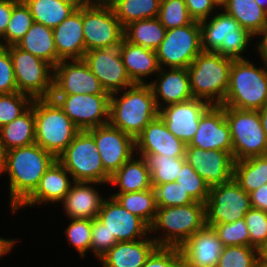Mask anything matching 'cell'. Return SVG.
<instances>
[{"label": "cell", "mask_w": 267, "mask_h": 267, "mask_svg": "<svg viewBox=\"0 0 267 267\" xmlns=\"http://www.w3.org/2000/svg\"><path fill=\"white\" fill-rule=\"evenodd\" d=\"M57 160L34 143L7 151L4 174L9 176L10 208L15 211L38 187L41 177Z\"/></svg>", "instance_id": "cell-1"}, {"label": "cell", "mask_w": 267, "mask_h": 267, "mask_svg": "<svg viewBox=\"0 0 267 267\" xmlns=\"http://www.w3.org/2000/svg\"><path fill=\"white\" fill-rule=\"evenodd\" d=\"M123 94L110 95L109 124L136 139L143 129L159 115L148 83H134Z\"/></svg>", "instance_id": "cell-2"}, {"label": "cell", "mask_w": 267, "mask_h": 267, "mask_svg": "<svg viewBox=\"0 0 267 267\" xmlns=\"http://www.w3.org/2000/svg\"><path fill=\"white\" fill-rule=\"evenodd\" d=\"M233 59L216 52H201L188 66L191 92L210 105H222L229 87Z\"/></svg>", "instance_id": "cell-3"}, {"label": "cell", "mask_w": 267, "mask_h": 267, "mask_svg": "<svg viewBox=\"0 0 267 267\" xmlns=\"http://www.w3.org/2000/svg\"><path fill=\"white\" fill-rule=\"evenodd\" d=\"M205 226V203L195 201L192 204L182 206L157 207L156 217L150 226V232L164 231L162 237H153L158 246L180 248L191 236Z\"/></svg>", "instance_id": "cell-4"}, {"label": "cell", "mask_w": 267, "mask_h": 267, "mask_svg": "<svg viewBox=\"0 0 267 267\" xmlns=\"http://www.w3.org/2000/svg\"><path fill=\"white\" fill-rule=\"evenodd\" d=\"M267 104V66L257 68L247 58L233 60L222 106L260 110Z\"/></svg>", "instance_id": "cell-5"}, {"label": "cell", "mask_w": 267, "mask_h": 267, "mask_svg": "<svg viewBox=\"0 0 267 267\" xmlns=\"http://www.w3.org/2000/svg\"><path fill=\"white\" fill-rule=\"evenodd\" d=\"M35 143L56 158L80 131L52 98L33 99Z\"/></svg>", "instance_id": "cell-6"}, {"label": "cell", "mask_w": 267, "mask_h": 267, "mask_svg": "<svg viewBox=\"0 0 267 267\" xmlns=\"http://www.w3.org/2000/svg\"><path fill=\"white\" fill-rule=\"evenodd\" d=\"M200 27L202 51L216 52L233 60L244 59L242 54L248 50L249 41L255 37L223 10L202 20Z\"/></svg>", "instance_id": "cell-7"}, {"label": "cell", "mask_w": 267, "mask_h": 267, "mask_svg": "<svg viewBox=\"0 0 267 267\" xmlns=\"http://www.w3.org/2000/svg\"><path fill=\"white\" fill-rule=\"evenodd\" d=\"M57 160L70 173L74 182L109 183L94 137L88 131H79Z\"/></svg>", "instance_id": "cell-8"}, {"label": "cell", "mask_w": 267, "mask_h": 267, "mask_svg": "<svg viewBox=\"0 0 267 267\" xmlns=\"http://www.w3.org/2000/svg\"><path fill=\"white\" fill-rule=\"evenodd\" d=\"M229 124L234 161L267 155V139L257 110L224 106Z\"/></svg>", "instance_id": "cell-9"}, {"label": "cell", "mask_w": 267, "mask_h": 267, "mask_svg": "<svg viewBox=\"0 0 267 267\" xmlns=\"http://www.w3.org/2000/svg\"><path fill=\"white\" fill-rule=\"evenodd\" d=\"M12 59L18 92L32 99L51 98L54 67L16 45L6 47Z\"/></svg>", "instance_id": "cell-10"}, {"label": "cell", "mask_w": 267, "mask_h": 267, "mask_svg": "<svg viewBox=\"0 0 267 267\" xmlns=\"http://www.w3.org/2000/svg\"><path fill=\"white\" fill-rule=\"evenodd\" d=\"M155 51L160 68H188L202 52L200 22L167 30Z\"/></svg>", "instance_id": "cell-11"}, {"label": "cell", "mask_w": 267, "mask_h": 267, "mask_svg": "<svg viewBox=\"0 0 267 267\" xmlns=\"http://www.w3.org/2000/svg\"><path fill=\"white\" fill-rule=\"evenodd\" d=\"M251 208L249 194L233 178L211 186L205 203L206 226L243 219Z\"/></svg>", "instance_id": "cell-12"}, {"label": "cell", "mask_w": 267, "mask_h": 267, "mask_svg": "<svg viewBox=\"0 0 267 267\" xmlns=\"http://www.w3.org/2000/svg\"><path fill=\"white\" fill-rule=\"evenodd\" d=\"M83 34L86 52L119 47L124 38V27L112 6L90 4L83 7Z\"/></svg>", "instance_id": "cell-13"}, {"label": "cell", "mask_w": 267, "mask_h": 267, "mask_svg": "<svg viewBox=\"0 0 267 267\" xmlns=\"http://www.w3.org/2000/svg\"><path fill=\"white\" fill-rule=\"evenodd\" d=\"M51 98L80 131L109 124L110 95L52 94Z\"/></svg>", "instance_id": "cell-14"}, {"label": "cell", "mask_w": 267, "mask_h": 267, "mask_svg": "<svg viewBox=\"0 0 267 267\" xmlns=\"http://www.w3.org/2000/svg\"><path fill=\"white\" fill-rule=\"evenodd\" d=\"M52 94L111 95L83 59L61 60L54 67Z\"/></svg>", "instance_id": "cell-15"}, {"label": "cell", "mask_w": 267, "mask_h": 267, "mask_svg": "<svg viewBox=\"0 0 267 267\" xmlns=\"http://www.w3.org/2000/svg\"><path fill=\"white\" fill-rule=\"evenodd\" d=\"M93 137L104 171L111 177L136 152L135 139L110 124L87 130Z\"/></svg>", "instance_id": "cell-16"}, {"label": "cell", "mask_w": 267, "mask_h": 267, "mask_svg": "<svg viewBox=\"0 0 267 267\" xmlns=\"http://www.w3.org/2000/svg\"><path fill=\"white\" fill-rule=\"evenodd\" d=\"M83 60L110 94L120 93L134 84L125 70L119 47L89 50Z\"/></svg>", "instance_id": "cell-17"}, {"label": "cell", "mask_w": 267, "mask_h": 267, "mask_svg": "<svg viewBox=\"0 0 267 267\" xmlns=\"http://www.w3.org/2000/svg\"><path fill=\"white\" fill-rule=\"evenodd\" d=\"M117 242L147 237L150 227L138 216L122 207L113 197L103 200L98 217Z\"/></svg>", "instance_id": "cell-18"}, {"label": "cell", "mask_w": 267, "mask_h": 267, "mask_svg": "<svg viewBox=\"0 0 267 267\" xmlns=\"http://www.w3.org/2000/svg\"><path fill=\"white\" fill-rule=\"evenodd\" d=\"M203 150H222L233 157L229 124L224 116V106L210 105L199 119L198 130L188 144Z\"/></svg>", "instance_id": "cell-19"}, {"label": "cell", "mask_w": 267, "mask_h": 267, "mask_svg": "<svg viewBox=\"0 0 267 267\" xmlns=\"http://www.w3.org/2000/svg\"><path fill=\"white\" fill-rule=\"evenodd\" d=\"M185 160L210 187L233 178L234 159L227 151L203 150L187 144Z\"/></svg>", "instance_id": "cell-20"}, {"label": "cell", "mask_w": 267, "mask_h": 267, "mask_svg": "<svg viewBox=\"0 0 267 267\" xmlns=\"http://www.w3.org/2000/svg\"><path fill=\"white\" fill-rule=\"evenodd\" d=\"M209 106L205 100L192 98L161 108L159 116L167 129L187 145L198 130L201 115Z\"/></svg>", "instance_id": "cell-21"}, {"label": "cell", "mask_w": 267, "mask_h": 267, "mask_svg": "<svg viewBox=\"0 0 267 267\" xmlns=\"http://www.w3.org/2000/svg\"><path fill=\"white\" fill-rule=\"evenodd\" d=\"M135 145L138 154L185 157L186 144L167 129L159 115L143 129Z\"/></svg>", "instance_id": "cell-22"}, {"label": "cell", "mask_w": 267, "mask_h": 267, "mask_svg": "<svg viewBox=\"0 0 267 267\" xmlns=\"http://www.w3.org/2000/svg\"><path fill=\"white\" fill-rule=\"evenodd\" d=\"M223 245L213 228L205 226L179 249L185 267H216Z\"/></svg>", "instance_id": "cell-23"}, {"label": "cell", "mask_w": 267, "mask_h": 267, "mask_svg": "<svg viewBox=\"0 0 267 267\" xmlns=\"http://www.w3.org/2000/svg\"><path fill=\"white\" fill-rule=\"evenodd\" d=\"M156 76L158 81L155 80L148 84L153 92L158 110L167 105L185 102L194 98L190 88L187 68H169L168 71L160 68Z\"/></svg>", "instance_id": "cell-24"}, {"label": "cell", "mask_w": 267, "mask_h": 267, "mask_svg": "<svg viewBox=\"0 0 267 267\" xmlns=\"http://www.w3.org/2000/svg\"><path fill=\"white\" fill-rule=\"evenodd\" d=\"M57 64L61 60L83 59L86 48L83 34V8L76 9L53 29Z\"/></svg>", "instance_id": "cell-25"}, {"label": "cell", "mask_w": 267, "mask_h": 267, "mask_svg": "<svg viewBox=\"0 0 267 267\" xmlns=\"http://www.w3.org/2000/svg\"><path fill=\"white\" fill-rule=\"evenodd\" d=\"M70 173L56 160L41 177L35 191L15 210L22 207H32L41 203H60L69 192L74 181L69 177Z\"/></svg>", "instance_id": "cell-26"}, {"label": "cell", "mask_w": 267, "mask_h": 267, "mask_svg": "<svg viewBox=\"0 0 267 267\" xmlns=\"http://www.w3.org/2000/svg\"><path fill=\"white\" fill-rule=\"evenodd\" d=\"M97 182H74L64 199V212L69 219H89L93 220L98 217L103 198L97 189L92 185Z\"/></svg>", "instance_id": "cell-27"}, {"label": "cell", "mask_w": 267, "mask_h": 267, "mask_svg": "<svg viewBox=\"0 0 267 267\" xmlns=\"http://www.w3.org/2000/svg\"><path fill=\"white\" fill-rule=\"evenodd\" d=\"M149 237L117 242L99 259L101 265L103 267H142L158 246L155 240Z\"/></svg>", "instance_id": "cell-28"}, {"label": "cell", "mask_w": 267, "mask_h": 267, "mask_svg": "<svg viewBox=\"0 0 267 267\" xmlns=\"http://www.w3.org/2000/svg\"><path fill=\"white\" fill-rule=\"evenodd\" d=\"M125 70L133 83H147L143 79L158 73L160 66L156 51L142 45L133 44L123 38L119 45Z\"/></svg>", "instance_id": "cell-29"}, {"label": "cell", "mask_w": 267, "mask_h": 267, "mask_svg": "<svg viewBox=\"0 0 267 267\" xmlns=\"http://www.w3.org/2000/svg\"><path fill=\"white\" fill-rule=\"evenodd\" d=\"M108 184L119 186L116 193L140 192L152 188L151 174L143 157L133 156L111 177Z\"/></svg>", "instance_id": "cell-30"}, {"label": "cell", "mask_w": 267, "mask_h": 267, "mask_svg": "<svg viewBox=\"0 0 267 267\" xmlns=\"http://www.w3.org/2000/svg\"><path fill=\"white\" fill-rule=\"evenodd\" d=\"M16 46L45 60L53 67L57 65V50L53 38V29L43 24L34 22Z\"/></svg>", "instance_id": "cell-31"}, {"label": "cell", "mask_w": 267, "mask_h": 267, "mask_svg": "<svg viewBox=\"0 0 267 267\" xmlns=\"http://www.w3.org/2000/svg\"><path fill=\"white\" fill-rule=\"evenodd\" d=\"M0 140L7 151L35 143V115L32 106L14 121L0 128Z\"/></svg>", "instance_id": "cell-32"}, {"label": "cell", "mask_w": 267, "mask_h": 267, "mask_svg": "<svg viewBox=\"0 0 267 267\" xmlns=\"http://www.w3.org/2000/svg\"><path fill=\"white\" fill-rule=\"evenodd\" d=\"M220 7L255 37L267 24V12L255 0H225Z\"/></svg>", "instance_id": "cell-33"}, {"label": "cell", "mask_w": 267, "mask_h": 267, "mask_svg": "<svg viewBox=\"0 0 267 267\" xmlns=\"http://www.w3.org/2000/svg\"><path fill=\"white\" fill-rule=\"evenodd\" d=\"M233 179L248 194L267 183V155L234 161Z\"/></svg>", "instance_id": "cell-34"}, {"label": "cell", "mask_w": 267, "mask_h": 267, "mask_svg": "<svg viewBox=\"0 0 267 267\" xmlns=\"http://www.w3.org/2000/svg\"><path fill=\"white\" fill-rule=\"evenodd\" d=\"M158 18L137 20L124 27V38L133 44L156 50L166 35Z\"/></svg>", "instance_id": "cell-35"}, {"label": "cell", "mask_w": 267, "mask_h": 267, "mask_svg": "<svg viewBox=\"0 0 267 267\" xmlns=\"http://www.w3.org/2000/svg\"><path fill=\"white\" fill-rule=\"evenodd\" d=\"M28 6L34 22L54 29L68 18L76 8L62 0H23Z\"/></svg>", "instance_id": "cell-36"}, {"label": "cell", "mask_w": 267, "mask_h": 267, "mask_svg": "<svg viewBox=\"0 0 267 267\" xmlns=\"http://www.w3.org/2000/svg\"><path fill=\"white\" fill-rule=\"evenodd\" d=\"M109 196L127 211L141 218L149 227L154 222L157 205L152 188L140 192L114 193Z\"/></svg>", "instance_id": "cell-37"}, {"label": "cell", "mask_w": 267, "mask_h": 267, "mask_svg": "<svg viewBox=\"0 0 267 267\" xmlns=\"http://www.w3.org/2000/svg\"><path fill=\"white\" fill-rule=\"evenodd\" d=\"M160 3L161 0H117L111 6L125 27L133 21L157 18Z\"/></svg>", "instance_id": "cell-38"}, {"label": "cell", "mask_w": 267, "mask_h": 267, "mask_svg": "<svg viewBox=\"0 0 267 267\" xmlns=\"http://www.w3.org/2000/svg\"><path fill=\"white\" fill-rule=\"evenodd\" d=\"M146 161L151 174V184L161 185L175 182L180 174L182 165L186 162L185 157H171L156 154H139Z\"/></svg>", "instance_id": "cell-39"}, {"label": "cell", "mask_w": 267, "mask_h": 267, "mask_svg": "<svg viewBox=\"0 0 267 267\" xmlns=\"http://www.w3.org/2000/svg\"><path fill=\"white\" fill-rule=\"evenodd\" d=\"M34 19L28 6L19 0L13 7L12 16L7 25L5 35L0 40V46L16 45L33 25ZM5 42V43H4Z\"/></svg>", "instance_id": "cell-40"}, {"label": "cell", "mask_w": 267, "mask_h": 267, "mask_svg": "<svg viewBox=\"0 0 267 267\" xmlns=\"http://www.w3.org/2000/svg\"><path fill=\"white\" fill-rule=\"evenodd\" d=\"M216 267H258V250L250 246H223Z\"/></svg>", "instance_id": "cell-41"}, {"label": "cell", "mask_w": 267, "mask_h": 267, "mask_svg": "<svg viewBox=\"0 0 267 267\" xmlns=\"http://www.w3.org/2000/svg\"><path fill=\"white\" fill-rule=\"evenodd\" d=\"M166 30L191 24L185 0H161L157 17Z\"/></svg>", "instance_id": "cell-42"}, {"label": "cell", "mask_w": 267, "mask_h": 267, "mask_svg": "<svg viewBox=\"0 0 267 267\" xmlns=\"http://www.w3.org/2000/svg\"><path fill=\"white\" fill-rule=\"evenodd\" d=\"M176 182L193 198L194 201L206 203L209 197L210 186L194 170V168L185 162Z\"/></svg>", "instance_id": "cell-43"}, {"label": "cell", "mask_w": 267, "mask_h": 267, "mask_svg": "<svg viewBox=\"0 0 267 267\" xmlns=\"http://www.w3.org/2000/svg\"><path fill=\"white\" fill-rule=\"evenodd\" d=\"M33 99L18 91L0 94V128L22 115L30 106Z\"/></svg>", "instance_id": "cell-44"}, {"label": "cell", "mask_w": 267, "mask_h": 267, "mask_svg": "<svg viewBox=\"0 0 267 267\" xmlns=\"http://www.w3.org/2000/svg\"><path fill=\"white\" fill-rule=\"evenodd\" d=\"M152 190L157 207H175L195 202L176 181L152 185Z\"/></svg>", "instance_id": "cell-45"}, {"label": "cell", "mask_w": 267, "mask_h": 267, "mask_svg": "<svg viewBox=\"0 0 267 267\" xmlns=\"http://www.w3.org/2000/svg\"><path fill=\"white\" fill-rule=\"evenodd\" d=\"M223 246H250V235L245 219L212 227Z\"/></svg>", "instance_id": "cell-46"}, {"label": "cell", "mask_w": 267, "mask_h": 267, "mask_svg": "<svg viewBox=\"0 0 267 267\" xmlns=\"http://www.w3.org/2000/svg\"><path fill=\"white\" fill-rule=\"evenodd\" d=\"M71 223L65 229L68 242L84 257L91 246L92 220L71 218Z\"/></svg>", "instance_id": "cell-47"}, {"label": "cell", "mask_w": 267, "mask_h": 267, "mask_svg": "<svg viewBox=\"0 0 267 267\" xmlns=\"http://www.w3.org/2000/svg\"><path fill=\"white\" fill-rule=\"evenodd\" d=\"M250 235V247L267 244V212L251 208L244 216Z\"/></svg>", "instance_id": "cell-48"}, {"label": "cell", "mask_w": 267, "mask_h": 267, "mask_svg": "<svg viewBox=\"0 0 267 267\" xmlns=\"http://www.w3.org/2000/svg\"><path fill=\"white\" fill-rule=\"evenodd\" d=\"M116 243V238L110 235L105 224L98 218L93 219L90 249L96 257L100 259Z\"/></svg>", "instance_id": "cell-49"}, {"label": "cell", "mask_w": 267, "mask_h": 267, "mask_svg": "<svg viewBox=\"0 0 267 267\" xmlns=\"http://www.w3.org/2000/svg\"><path fill=\"white\" fill-rule=\"evenodd\" d=\"M180 261L178 247L157 246L142 267H175Z\"/></svg>", "instance_id": "cell-50"}, {"label": "cell", "mask_w": 267, "mask_h": 267, "mask_svg": "<svg viewBox=\"0 0 267 267\" xmlns=\"http://www.w3.org/2000/svg\"><path fill=\"white\" fill-rule=\"evenodd\" d=\"M18 91L9 50L0 46V94Z\"/></svg>", "instance_id": "cell-51"}, {"label": "cell", "mask_w": 267, "mask_h": 267, "mask_svg": "<svg viewBox=\"0 0 267 267\" xmlns=\"http://www.w3.org/2000/svg\"><path fill=\"white\" fill-rule=\"evenodd\" d=\"M190 17L197 22L208 19L219 7L214 0H185Z\"/></svg>", "instance_id": "cell-52"}, {"label": "cell", "mask_w": 267, "mask_h": 267, "mask_svg": "<svg viewBox=\"0 0 267 267\" xmlns=\"http://www.w3.org/2000/svg\"><path fill=\"white\" fill-rule=\"evenodd\" d=\"M19 0H0V39L5 35L14 5Z\"/></svg>", "instance_id": "cell-53"}, {"label": "cell", "mask_w": 267, "mask_h": 267, "mask_svg": "<svg viewBox=\"0 0 267 267\" xmlns=\"http://www.w3.org/2000/svg\"><path fill=\"white\" fill-rule=\"evenodd\" d=\"M249 196L252 208L267 212V183L250 192Z\"/></svg>", "instance_id": "cell-54"}, {"label": "cell", "mask_w": 267, "mask_h": 267, "mask_svg": "<svg viewBox=\"0 0 267 267\" xmlns=\"http://www.w3.org/2000/svg\"><path fill=\"white\" fill-rule=\"evenodd\" d=\"M256 36H262L261 41L259 40V43L256 44V48L259 56H261L260 58L263 59L264 64L267 66V24Z\"/></svg>", "instance_id": "cell-55"}, {"label": "cell", "mask_w": 267, "mask_h": 267, "mask_svg": "<svg viewBox=\"0 0 267 267\" xmlns=\"http://www.w3.org/2000/svg\"><path fill=\"white\" fill-rule=\"evenodd\" d=\"M16 242H18L17 239L9 240V239H4L0 237V257H4L5 254L9 253L12 250L13 245H15Z\"/></svg>", "instance_id": "cell-56"}, {"label": "cell", "mask_w": 267, "mask_h": 267, "mask_svg": "<svg viewBox=\"0 0 267 267\" xmlns=\"http://www.w3.org/2000/svg\"><path fill=\"white\" fill-rule=\"evenodd\" d=\"M258 267H267V244L258 249Z\"/></svg>", "instance_id": "cell-57"}, {"label": "cell", "mask_w": 267, "mask_h": 267, "mask_svg": "<svg viewBox=\"0 0 267 267\" xmlns=\"http://www.w3.org/2000/svg\"><path fill=\"white\" fill-rule=\"evenodd\" d=\"M258 112H259L262 128L264 130V133L267 139V104L263 108L258 110Z\"/></svg>", "instance_id": "cell-58"}, {"label": "cell", "mask_w": 267, "mask_h": 267, "mask_svg": "<svg viewBox=\"0 0 267 267\" xmlns=\"http://www.w3.org/2000/svg\"><path fill=\"white\" fill-rule=\"evenodd\" d=\"M6 154H7V150L0 140V174L4 173L5 171Z\"/></svg>", "instance_id": "cell-59"}, {"label": "cell", "mask_w": 267, "mask_h": 267, "mask_svg": "<svg viewBox=\"0 0 267 267\" xmlns=\"http://www.w3.org/2000/svg\"><path fill=\"white\" fill-rule=\"evenodd\" d=\"M68 4H71L76 9H82L83 7L89 6L91 4V0H62Z\"/></svg>", "instance_id": "cell-60"}, {"label": "cell", "mask_w": 267, "mask_h": 267, "mask_svg": "<svg viewBox=\"0 0 267 267\" xmlns=\"http://www.w3.org/2000/svg\"><path fill=\"white\" fill-rule=\"evenodd\" d=\"M117 0H91V4L111 6Z\"/></svg>", "instance_id": "cell-61"}, {"label": "cell", "mask_w": 267, "mask_h": 267, "mask_svg": "<svg viewBox=\"0 0 267 267\" xmlns=\"http://www.w3.org/2000/svg\"><path fill=\"white\" fill-rule=\"evenodd\" d=\"M255 2L267 12V0H255Z\"/></svg>", "instance_id": "cell-62"}, {"label": "cell", "mask_w": 267, "mask_h": 267, "mask_svg": "<svg viewBox=\"0 0 267 267\" xmlns=\"http://www.w3.org/2000/svg\"><path fill=\"white\" fill-rule=\"evenodd\" d=\"M216 3H217V5L219 6V8L218 9H220V6L225 2V0H214Z\"/></svg>", "instance_id": "cell-63"}, {"label": "cell", "mask_w": 267, "mask_h": 267, "mask_svg": "<svg viewBox=\"0 0 267 267\" xmlns=\"http://www.w3.org/2000/svg\"><path fill=\"white\" fill-rule=\"evenodd\" d=\"M175 267H185V266H184V263L181 260Z\"/></svg>", "instance_id": "cell-64"}]
</instances>
